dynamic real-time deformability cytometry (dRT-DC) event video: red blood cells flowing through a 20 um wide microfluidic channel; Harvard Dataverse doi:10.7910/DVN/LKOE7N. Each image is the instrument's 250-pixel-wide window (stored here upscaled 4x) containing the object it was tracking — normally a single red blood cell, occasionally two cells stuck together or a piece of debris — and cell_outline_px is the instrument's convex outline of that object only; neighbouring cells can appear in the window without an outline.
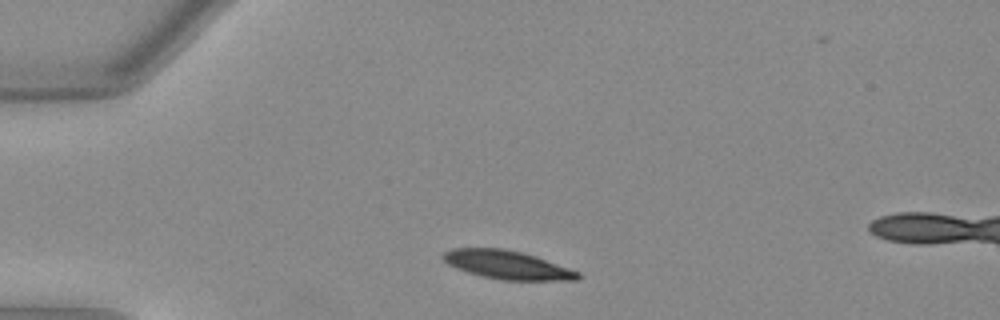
{"species": "Egyptian fruit bat (a non-hibernating species)", "species_latin": "Rousettus aegyptiacus", "temperature_condition": "warm", "stored_images_in_passage": 33, "camera_frame_rate_fps": 3000, "um_per_image_px": 0.085, "animal": {"sex": "female"}, "frame": {"image": 1, "passage_image": 1, "time_ms": 0.0, "image_size_px": [1000, 320], "cell_outline_px": [[580, 276], [576, 280], [504, 280], [484, 276], [468, 272], [456, 268], [448, 264], [444, 260], [444, 252], [452, 248], [504, 248], [536, 256], [580, 272]], "centroid_in_image_um": [43.12, 22.51], "position_along_channel_um": 41.9, "area_um2": 22.08}}
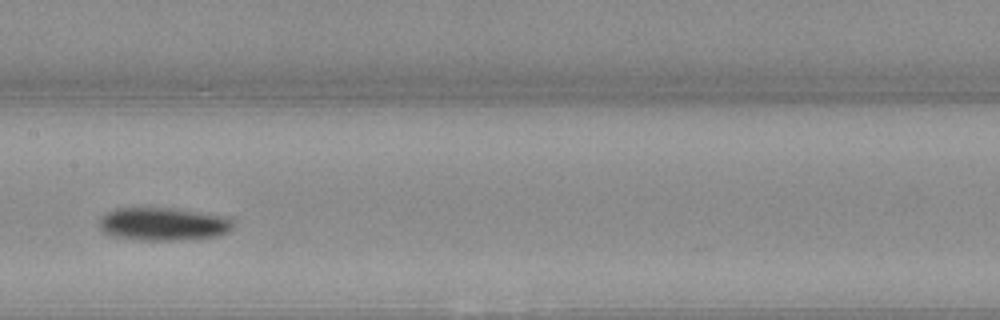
{"frame": {"image": 2, "passage_image": 15, "time_ms": 4.667, "image_size_px": [1000, 320], "cell_outline_px": [[232, 228], [228, 232], [216, 236], [184, 240], [136, 240], [112, 236], [104, 232], [100, 228], [100, 220], [108, 212], [116, 208], [176, 208], [224, 216], [232, 220]], "centroid_in_image_um": [13.88, 19.05], "position_along_channel_um": 193.5, "area_um2": 25.72}}
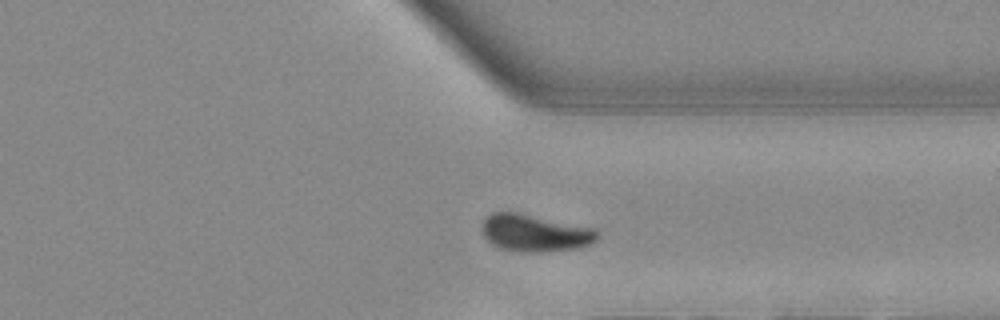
{"frame": {"image": 3, "passage_image": 28, "time_ms": 9.0, "image_size_px": [1000, 320], "cell_outline_px": [[596, 240], [580, 248], [540, 252], [520, 252], [496, 248], [484, 236], [484, 220], [492, 212], [516, 212], [596, 228]], "centroid_in_image_um": [45.46, 19.81], "position_along_channel_um": 365.9, "area_um2": 24.8}, "authors_computed_cell_mechanics": {"area_um2": 24.2182, "velocity_mm_per_s": 3.979, "shape_relaxation_time_tau1_ms": 2.6355, "shape_relaxation_time_tau2_ms": 4.1676, "deformation_change_tau1": 0.157, "deformation_change_tau2": 0.0853}}